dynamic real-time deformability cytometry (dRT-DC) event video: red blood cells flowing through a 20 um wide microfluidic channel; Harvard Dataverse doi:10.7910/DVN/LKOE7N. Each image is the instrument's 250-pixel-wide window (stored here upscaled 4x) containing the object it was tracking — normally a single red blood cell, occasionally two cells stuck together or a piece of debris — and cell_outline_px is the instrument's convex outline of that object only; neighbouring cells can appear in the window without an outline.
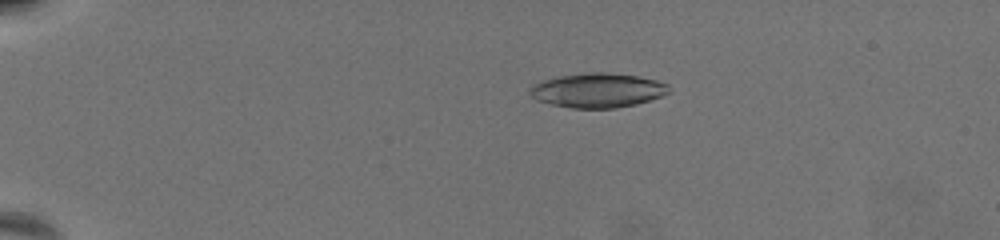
{"species": "common noctule bat (a hibernating species)", "species_latin": "Nyctalus noctula", "temperature_condition": "warm", "stored_images_in_passage": 61, "camera_frame_rate_fps": 3000, "um_per_image_px": 0.085, "animal": {"sex": "female", "body_mass_g": 19.5, "forearm_length_mm": 54.1}, "frame": {"image": 1, "passage_image": 15, "time_ms": 4.667, "image_size_px": [1000, 240], "cell_outline_px": [[672, 92], [664, 96], [636, 104], [616, 108], [572, 108], [552, 104], [536, 100], [528, 92], [528, 88], [532, 84], [540, 80], [560, 76], [588, 72], [604, 72], [636, 76], [656, 80], [668, 84], [672, 88]], "centroid_in_image_um": [50.81, 7.68], "position_along_channel_um": 34.2, "area_um2": 28.21}}
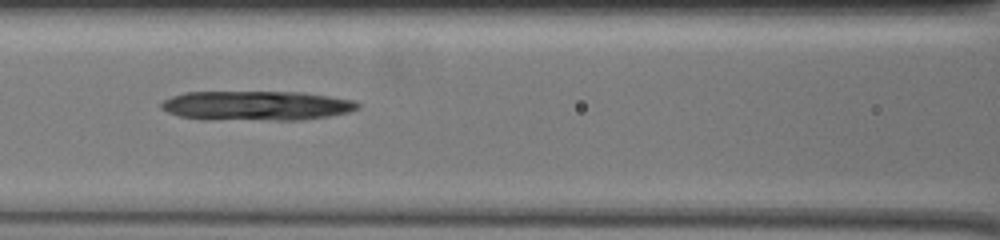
{"frame": {"image": 2, "passage_image": 31, "time_ms": 10.0, "image_size_px": [1000, 240], "cell_outline_px": [[360, 108], [348, 112], [328, 116], [300, 120], [200, 120], [180, 116], [168, 112], [160, 108], [160, 104], [164, 100], [172, 96], [184, 92], [304, 92], [352, 100], [360, 104]], "centroid_in_image_um": [21.76, 8.99], "position_along_channel_um": 144.8, "area_um2": 34.16}}
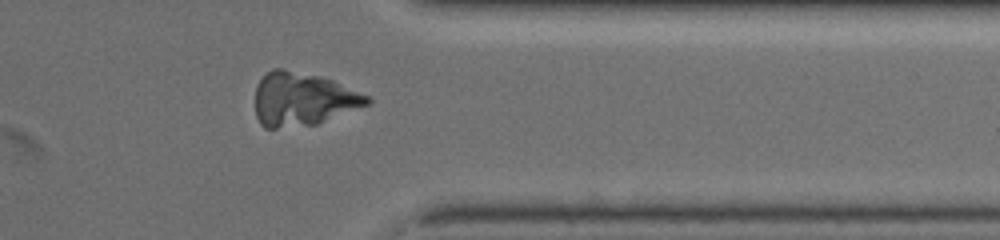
{"frame": {"image": 3, "passage_image": 51, "time_ms": 16.667, "image_size_px": [1000, 240], "cell_outline_px": [[372, 104], [316, 124], [276, 128], [264, 128], [260, 124], [256, 116], [256, 84], [272, 68], [284, 68], [320, 76], [332, 80], [368, 96], [372, 100]], "centroid_in_image_um": [25.74, 8.43], "position_along_channel_um": 385.7, "area_um2": 34.85}}